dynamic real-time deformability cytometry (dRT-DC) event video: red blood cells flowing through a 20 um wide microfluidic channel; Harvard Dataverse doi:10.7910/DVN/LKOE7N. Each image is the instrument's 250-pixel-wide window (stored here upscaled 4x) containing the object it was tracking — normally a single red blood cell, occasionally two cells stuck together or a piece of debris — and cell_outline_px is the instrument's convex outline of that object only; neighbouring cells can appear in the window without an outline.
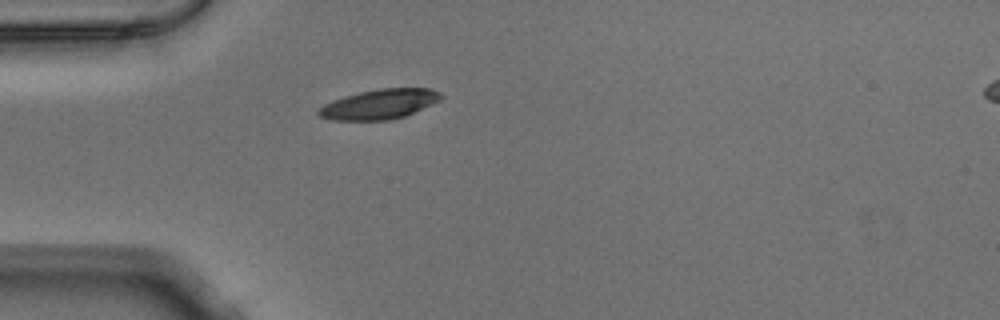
{"species": "Egyptian fruit bat (a non-hibernating species)", "species_latin": "Rousettus aegyptiacus", "temperature_condition": "warm", "stored_images_in_passage": 34, "camera_frame_rate_fps": 3000, "um_per_image_px": 0.085, "animal": {"sex": "male"}, "frame": {"image": 1, "passage_image": 1, "time_ms": 0.0, "image_size_px": [1000, 320], "cell_outline_px": [[444, 96], [440, 100], [432, 104], [404, 116], [388, 120], [332, 120], [320, 116], [316, 112], [324, 104], [332, 100], [344, 96], [360, 92], [380, 88], [432, 88], [440, 92]], "centroid_in_image_um": [32.26, 8.84], "position_along_channel_um": 52.7, "area_um2": 21.21}}
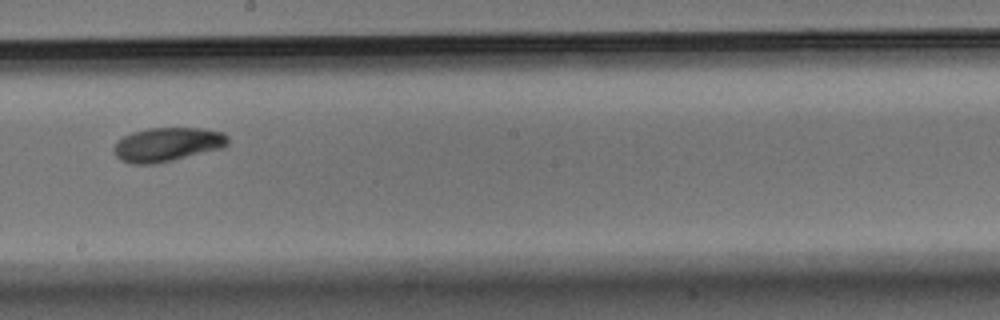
{"frame": {"image": 2, "passage_image": 16, "time_ms": 5.0, "image_size_px": [1000, 320], "cell_outline_px": [[228, 144], [224, 148], [172, 160], [152, 164], [132, 164], [120, 160], [116, 156], [112, 148], [116, 140], [132, 132], [148, 128], [204, 128], [224, 132], [228, 136]], "centroid_in_image_um": [14.22, 12.27], "position_along_channel_um": 234.0, "area_um2": 22.83}}
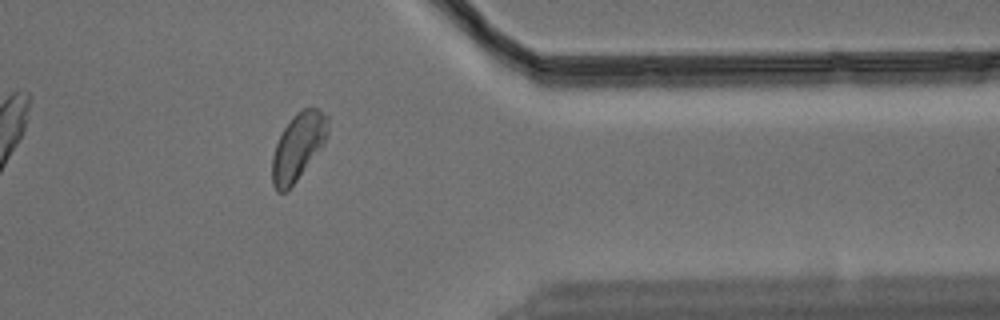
{"frame": {"image": 3, "passage_image": 29, "time_ms": 9.333, "image_size_px": [1000, 320], "cell_outline_px": [[328, 136], [320, 148], [296, 180], [284, 192], [276, 192], [272, 184], [272, 156], [276, 144], [284, 128], [292, 116], [296, 112], [304, 108], [316, 108], [328, 116]], "centroid_in_image_um": [25.32, 12.44], "position_along_channel_um": 386.1, "area_um2": 21.33}}